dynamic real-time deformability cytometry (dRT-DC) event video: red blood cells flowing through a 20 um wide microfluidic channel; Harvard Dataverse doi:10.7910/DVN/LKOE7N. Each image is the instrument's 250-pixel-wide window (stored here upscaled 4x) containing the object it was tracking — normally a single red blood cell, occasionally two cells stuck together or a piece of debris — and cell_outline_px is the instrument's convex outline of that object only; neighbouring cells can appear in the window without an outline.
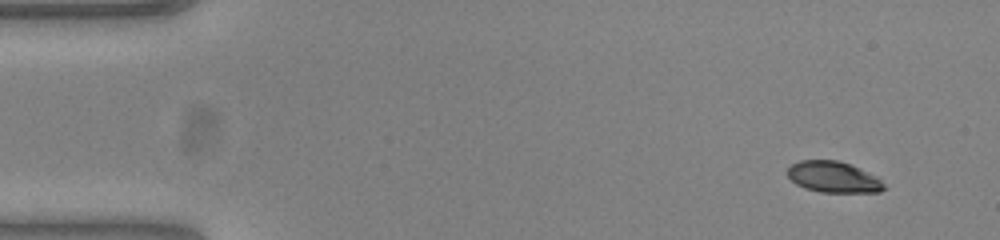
{"species": "common noctule bat (a hibernating species)", "species_latin": "Nyctalus noctula", "temperature_condition": "warm", "stored_images_in_passage": 10, "camera_frame_rate_fps": 3000, "um_per_image_px": 0.085, "animal": {"sex": "female", "body_mass_g": 23.0, "forearm_length_mm": 53.4}, "frame": {"image": 1, "passage_image": 1, "time_ms": 0.0, "image_size_px": [1000, 240], "cell_outline_px": [[888, 188], [880, 192], [820, 192], [804, 188], [796, 184], [788, 176], [788, 168], [792, 164], [800, 160], [836, 160], [848, 164], [876, 176]], "centroid_in_image_um": [70.84, 15.06], "position_along_channel_um": 14.2, "area_um2": 17.34}}